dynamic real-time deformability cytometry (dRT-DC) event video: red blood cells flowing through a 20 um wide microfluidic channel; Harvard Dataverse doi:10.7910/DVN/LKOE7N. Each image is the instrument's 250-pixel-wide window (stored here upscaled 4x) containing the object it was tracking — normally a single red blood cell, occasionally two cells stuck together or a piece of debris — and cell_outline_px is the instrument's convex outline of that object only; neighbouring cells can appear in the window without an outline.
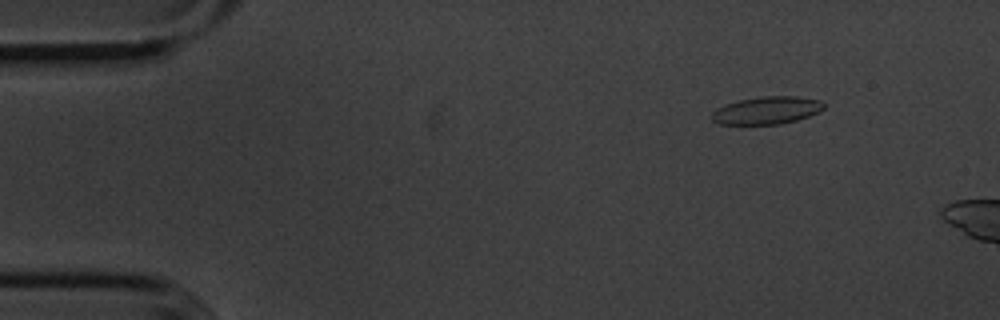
{"species": "common noctule bat (a hibernating species)", "species_latin": "Nyctalus noctula", "temperature_condition": "cold", "stored_images_in_passage": 11, "camera_frame_rate_fps": 3000, "um_per_image_px": 0.085, "animal": {"sex": "male", "body_mass_g": 20.1, "forearm_length_mm": 53.5}, "frame": {"image": 1, "passage_image": 7, "time_ms": 2.0, "image_size_px": [1000, 320], "cell_outline_px": [[824, 108], [820, 112], [796, 120], [780, 124], [720, 124], [712, 120], [712, 112], [716, 108], [724, 104], [740, 100], [760, 96], [796, 96], [820, 100], [824, 104]], "centroid_in_image_um": [65.17, 9.37], "position_along_channel_um": 19.8, "area_um2": 18.03}}